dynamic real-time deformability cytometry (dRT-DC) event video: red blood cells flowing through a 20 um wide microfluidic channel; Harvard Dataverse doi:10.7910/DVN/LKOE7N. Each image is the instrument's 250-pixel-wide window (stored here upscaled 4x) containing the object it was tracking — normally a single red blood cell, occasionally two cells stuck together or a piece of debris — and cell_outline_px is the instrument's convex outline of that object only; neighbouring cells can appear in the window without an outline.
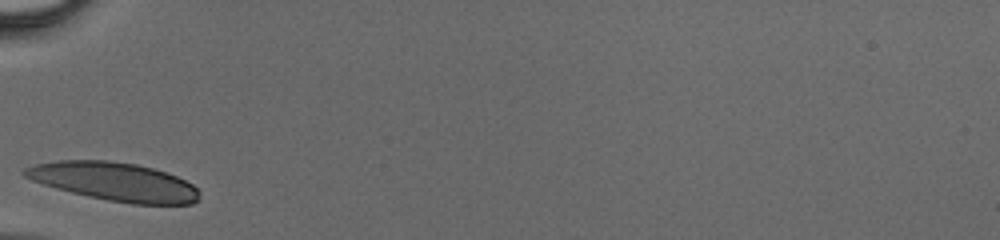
{"species": "human", "species_latin": "Homo sapiens", "temperature_condition": "cold", "stored_images_in_passage": 22, "camera_frame_rate_fps": 3000, "um_per_image_px": 0.085, "donor": {"sex": "male"}, "frame": {"image": 1, "passage_image": 1, "time_ms": 0.0, "image_size_px": [1000, 240], "cell_outline_px": [[200, 200], [192, 204], [132, 204], [108, 200], [72, 192], [56, 188], [32, 180], [24, 176], [20, 172], [24, 168], [36, 164], [56, 160], [108, 160], [136, 164], [152, 168], [176, 176], [192, 184], [200, 192]], "centroid_in_image_um": [9.72, 15.44], "position_along_channel_um": 75.3, "area_um2": 39.02}}
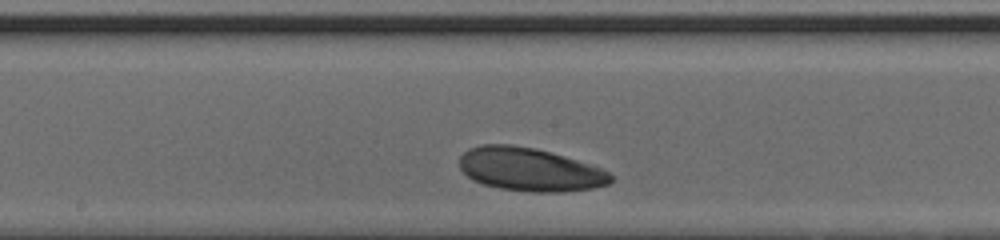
{"frame": {"image": 2, "passage_image": 10, "time_ms": 3.0, "image_size_px": [1000, 240], "cell_outline_px": [[612, 180], [608, 184], [592, 188], [564, 192], [532, 192], [500, 188], [484, 184], [472, 180], [460, 168], [460, 156], [468, 148], [480, 144], [508, 144], [536, 148], [564, 156], [600, 168], [608, 172], [612, 176]], "centroid_in_image_um": [45.0, 14.4], "position_along_channel_um": 203.2, "area_um2": 38.03}}
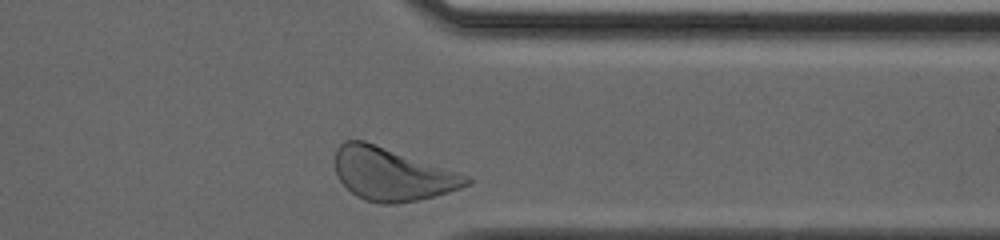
{"frame": {"image": 3, "passage_image": 22, "time_ms": 7.0, "image_size_px": [1000, 240], "cell_outline_px": [[472, 184], [448, 192], [416, 200], [396, 204], [380, 204], [364, 200], [356, 196], [340, 180], [336, 172], [336, 148], [344, 140], [364, 140], [468, 176], [472, 180]], "centroid_in_image_um": [33.3, 14.81], "position_along_channel_um": 378.1, "area_um2": 39.88}}